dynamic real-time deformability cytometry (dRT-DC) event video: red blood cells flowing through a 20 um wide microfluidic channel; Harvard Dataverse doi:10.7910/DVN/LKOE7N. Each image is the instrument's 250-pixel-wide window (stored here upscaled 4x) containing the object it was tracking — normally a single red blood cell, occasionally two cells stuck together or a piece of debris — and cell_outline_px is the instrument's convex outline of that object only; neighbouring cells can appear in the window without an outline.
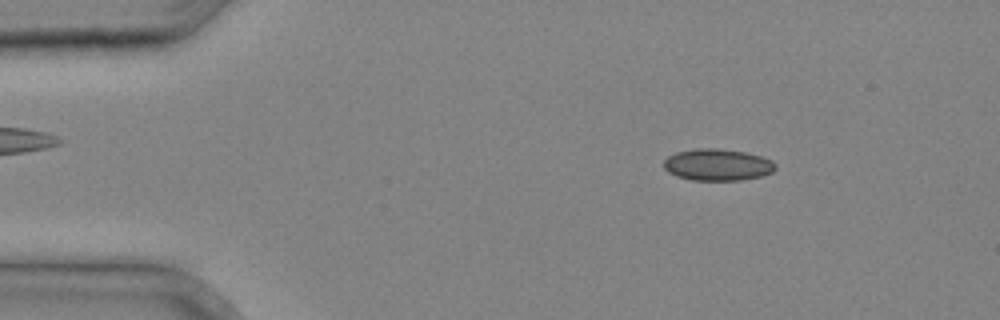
{"species": "common noctule bat (a hibernating species)", "species_latin": "Nyctalus noctula", "temperature_condition": "cold", "stored_images_in_passage": 36, "camera_frame_rate_fps": 3000, "um_per_image_px": 0.085, "animal": {"sex": "male", "body_mass_g": 20.4}, "frame": {"image": 1, "passage_image": 5, "time_ms": 1.333, "image_size_px": [1000, 320], "cell_outline_px": [[776, 168], [772, 172], [760, 176], [740, 180], [692, 180], [676, 176], [668, 172], [664, 168], [664, 160], [668, 156], [676, 152], [696, 148], [716, 148], [744, 152], [760, 156], [772, 160], [776, 164]], "centroid_in_image_um": [60.97, 14.0], "position_along_channel_um": 24.0, "area_um2": 20.63}}
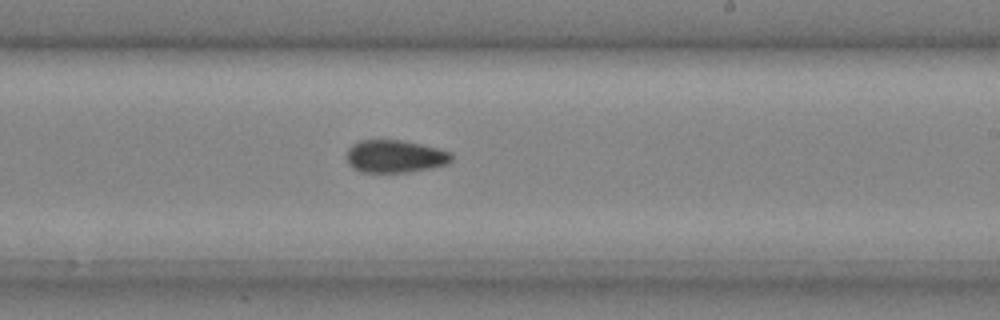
{"frame": {"image": 2, "passage_image": 22, "time_ms": 7.0, "image_size_px": [1000, 320], "cell_outline_px": [[452, 160], [448, 164], [432, 168], [408, 172], [360, 172], [352, 168], [348, 164], [348, 148], [352, 144], [360, 140], [400, 140], [420, 144], [452, 152]], "centroid_in_image_um": [33.58, 13.3], "position_along_channel_um": 255.4, "area_um2": 20.0}}
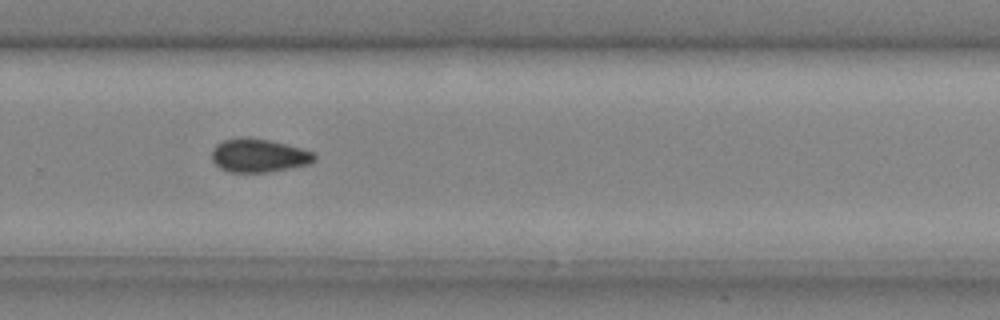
{"frame": {"image": 3, "passage_image": 25, "time_ms": 8.0, "image_size_px": [1000, 320], "cell_outline_px": [[316, 160], [312, 164], [268, 172], [228, 172], [220, 168], [212, 160], [212, 148], [216, 144], [224, 140], [268, 140], [300, 148], [312, 152], [316, 156]], "centroid_in_image_um": [22.02, 13.27], "position_along_channel_um": 307.8, "area_um2": 19.42}}